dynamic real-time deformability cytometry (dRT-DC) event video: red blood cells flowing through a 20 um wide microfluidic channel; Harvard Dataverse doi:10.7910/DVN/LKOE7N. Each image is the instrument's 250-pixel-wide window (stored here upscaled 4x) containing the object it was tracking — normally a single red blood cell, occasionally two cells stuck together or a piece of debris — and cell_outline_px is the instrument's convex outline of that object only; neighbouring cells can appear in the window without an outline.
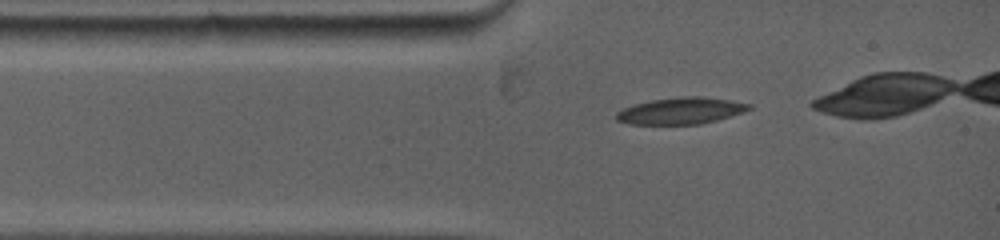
{"species": "common noctule bat (a hibernating species)", "species_latin": "Nyctalus noctula", "temperature_condition": "warm", "stored_images_in_passage": 9, "segment_of_instrument_passage": [1, 2], "camera_frame_rate_fps": 5000, "um_per_image_px": 0.085, "animal": {"sex": "female", "body_mass_g": 19.0, "forearm_length_mm": 53.3}, "frame": {"image": 1, "passage_image": 1, "time_ms": 0.0, "image_size_px": [1000, 240], "cell_outline_px": [[752, 108], [744, 112], [716, 120], [700, 124], [628, 124], [616, 120], [616, 112], [632, 104], [652, 100], [680, 96], [700, 96], [732, 100], [752, 104]], "centroid_in_image_um": [57.88, 9.41], "position_along_channel_um": 27.1, "area_um2": 20.69}}
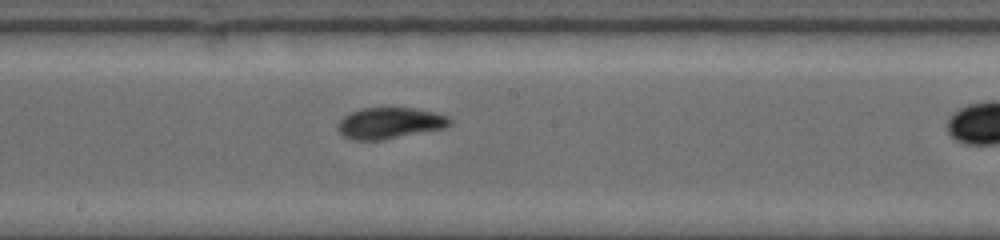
{"frame": {"image": 2, "passage_image": 8, "time_ms": 5.0, "image_size_px": [1000, 240], "cell_outline_px": [[452, 120], [444, 128], [384, 140], [352, 140], [344, 136], [336, 128], [336, 124], [348, 112], [360, 108], [416, 108], [436, 112], [448, 116]], "centroid_in_image_um": [33.09, 10.46], "position_along_channel_um": 215.1, "area_um2": 20.58}}